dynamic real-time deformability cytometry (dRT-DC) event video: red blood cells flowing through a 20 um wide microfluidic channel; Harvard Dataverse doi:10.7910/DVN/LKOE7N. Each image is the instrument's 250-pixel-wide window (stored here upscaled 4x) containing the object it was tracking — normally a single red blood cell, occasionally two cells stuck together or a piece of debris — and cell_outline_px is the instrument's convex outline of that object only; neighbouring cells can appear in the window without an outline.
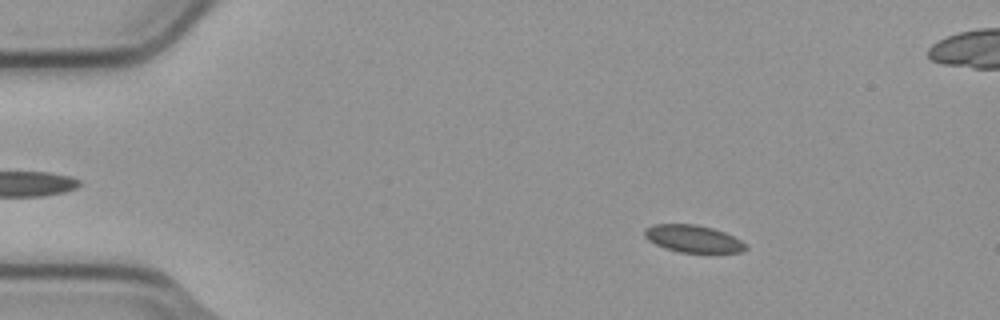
{"species": "common noctule bat (a hibernating species)", "species_latin": "Nyctalus noctula", "temperature_condition": "cold", "stored_images_in_passage": 5, "camera_frame_rate_fps": 3000, "um_per_image_px": 0.085, "animal": {"sex": "male", "body_mass_g": 23.1, "forearm_length_mm": 52.7}, "frame": {"image": 1, "passage_image": 2, "time_ms": 0.333, "image_size_px": [1000, 320], "cell_outline_px": [[748, 248], [740, 252], [680, 252], [664, 248], [648, 240], [644, 236], [644, 228], [656, 224], [696, 224], [712, 228], [724, 232], [740, 240]], "centroid_in_image_um": [58.87, 20.28], "position_along_channel_um": 26.1, "area_um2": 15.9}}